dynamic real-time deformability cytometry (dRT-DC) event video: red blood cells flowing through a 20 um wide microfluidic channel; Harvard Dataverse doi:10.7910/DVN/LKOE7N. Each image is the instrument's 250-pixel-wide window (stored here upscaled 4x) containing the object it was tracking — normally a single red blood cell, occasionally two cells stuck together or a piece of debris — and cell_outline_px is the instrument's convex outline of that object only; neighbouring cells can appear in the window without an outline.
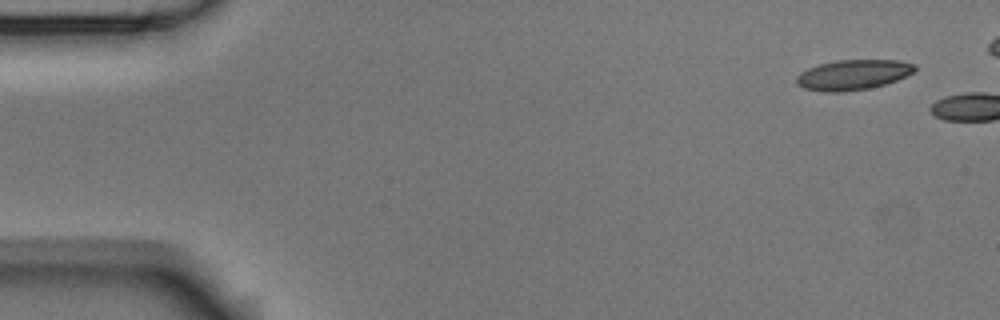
{"species": "Egyptian fruit bat (a non-hibernating species)", "species_latin": "Rousettus aegyptiacus", "temperature_condition": "room temperature", "stored_images_in_passage": 2, "camera_frame_rate_fps": 3000, "um_per_image_px": 0.085, "animal": {"sex": "male"}, "frame": {"image": 1, "passage_image": 1, "time_ms": 0.0, "image_size_px": [1000, 320], "cell_outline_px": [[916, 72], [896, 80], [884, 84], [868, 88], [844, 92], [824, 92], [804, 88], [796, 84], [796, 76], [800, 72], [808, 68], [820, 64], [836, 60], [900, 60], [916, 64]], "centroid_in_image_um": [72.52, 6.35], "position_along_channel_um": 12.5, "area_um2": 20.92}}